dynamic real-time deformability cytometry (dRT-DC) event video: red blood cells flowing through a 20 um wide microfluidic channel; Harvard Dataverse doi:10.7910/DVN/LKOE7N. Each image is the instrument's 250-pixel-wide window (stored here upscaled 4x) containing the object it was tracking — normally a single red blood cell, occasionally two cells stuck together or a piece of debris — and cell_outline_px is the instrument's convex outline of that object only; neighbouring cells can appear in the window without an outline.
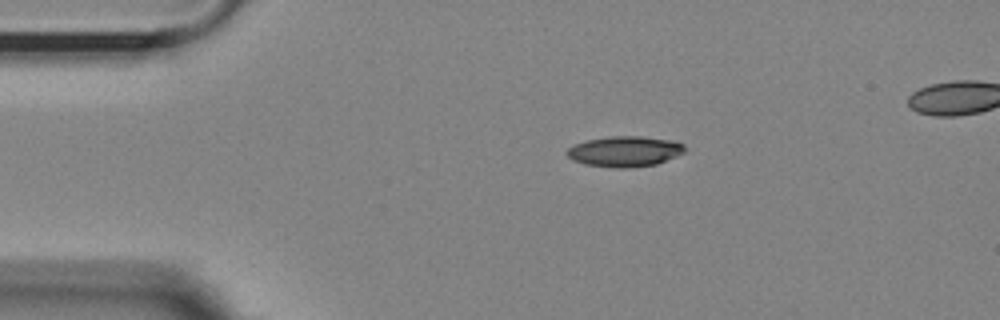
{"species": "Egyptian fruit bat (a non-hibernating species)", "species_latin": "Rousettus aegyptiacus", "temperature_condition": "room temperature", "stored_images_in_passage": 12, "camera_frame_rate_fps": 3000, "um_per_image_px": 0.085, "animal": {"sex": "female"}, "frame": {"image": 1, "passage_image": 1, "time_ms": 0.0, "image_size_px": [1000, 320], "cell_outline_px": [[688, 148], [684, 152], [676, 156], [656, 164], [628, 168], [616, 168], [584, 164], [572, 160], [564, 152], [568, 148], [576, 144], [588, 140], [612, 136], [640, 136], [668, 140], [684, 144]], "centroid_in_image_um": [53.1, 12.88], "position_along_channel_um": 31.9, "area_um2": 20.87}}
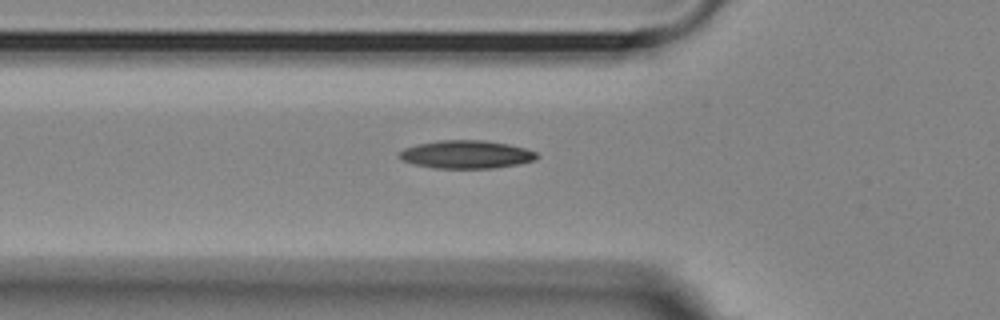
{"frame": {"image": 2, "passage_image": 9, "time_ms": 2.667, "image_size_px": [1000, 320], "cell_outline_px": [[540, 156], [532, 160], [516, 164], [492, 168], [436, 168], [416, 164], [404, 160], [396, 156], [396, 152], [404, 148], [416, 144], [440, 140], [484, 140], [508, 144], [524, 148], [536, 152]], "centroid_in_image_um": [39.58, 13.11], "position_along_channel_um": 86.2, "area_um2": 22.37}}
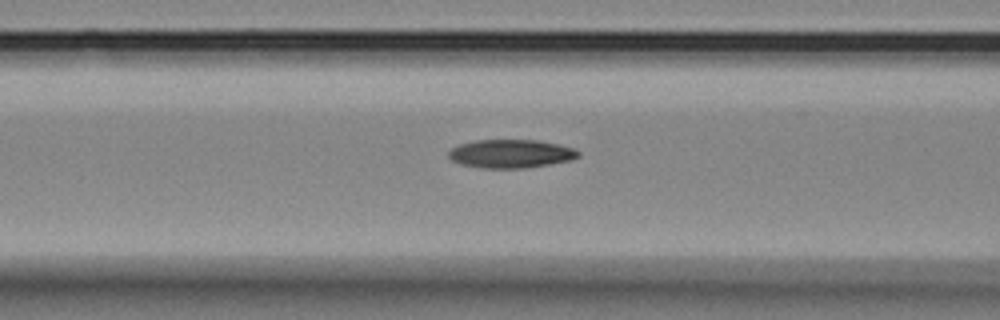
{"frame": {"image": 3, "passage_image": 12, "time_ms": 3.667, "image_size_px": [1000, 320], "cell_outline_px": [[580, 156], [572, 160], [524, 168], [484, 168], [460, 164], [452, 160], [448, 156], [448, 152], [452, 148], [460, 144], [476, 140], [536, 140], [556, 144], [572, 148], [580, 152]], "centroid_in_image_um": [43.41, 13.07], "position_along_channel_um": 123.2, "area_um2": 21.33}}